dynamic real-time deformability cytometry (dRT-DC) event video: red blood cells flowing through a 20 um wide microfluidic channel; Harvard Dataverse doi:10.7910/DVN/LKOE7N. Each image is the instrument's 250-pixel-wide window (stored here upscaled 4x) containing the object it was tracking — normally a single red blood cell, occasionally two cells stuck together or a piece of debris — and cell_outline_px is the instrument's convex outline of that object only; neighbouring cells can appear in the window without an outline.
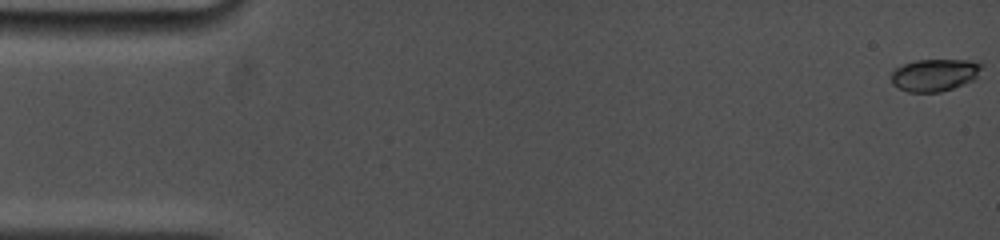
{"species": "common noctule bat (a hibernating species)", "species_latin": "Nyctalus noctula", "temperature_condition": "cold", "stored_images_in_passage": 64, "camera_frame_rate_fps": 5000, "um_per_image_px": 0.085, "animal": {"sex": "female", "body_mass_g": 19.0, "forearm_length_mm": 53.3}, "frame": {"image": 1, "passage_image": 1, "time_ms": 0.0, "image_size_px": [1000, 240], "cell_outline_px": [[984, 64], [976, 76], [972, 80], [964, 84], [940, 92], [908, 92], [892, 84], [892, 72], [896, 68], [904, 64], [916, 60], [980, 60]], "centroid_in_image_um": [79.48, 6.36], "position_along_channel_um": 5.5, "area_um2": 16.99}}
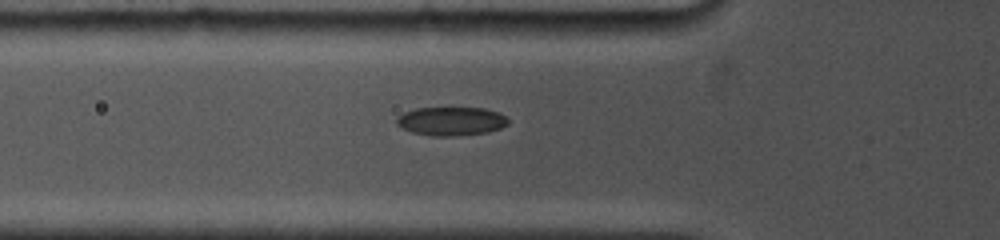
{"frame": {"image": 2, "passage_image": 37, "time_ms": 5.8, "image_size_px": [1000, 240], "cell_outline_px": [[508, 124], [500, 128], [488, 132], [456, 136], [428, 136], [412, 132], [396, 124], [396, 120], [404, 112], [416, 108], [484, 108], [500, 112], [508, 120]], "centroid_in_image_um": [38.36, 10.3], "position_along_channel_um": 87.4, "area_um2": 18.61}}
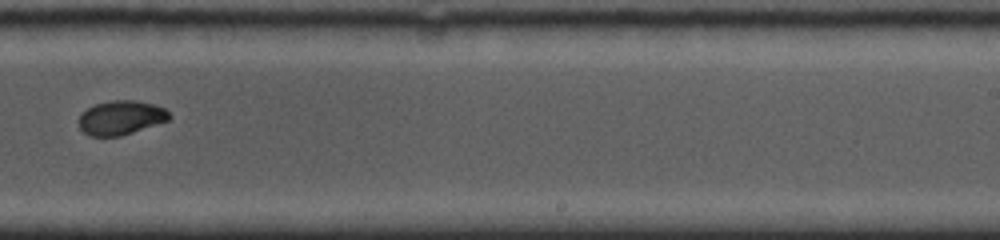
{"frame": {"image": 3, "passage_image": 64, "time_ms": 10.8, "image_size_px": [1000, 240], "cell_outline_px": [[172, 116], [168, 120], [120, 136], [88, 136], [80, 128], [80, 116], [88, 108], [96, 104], [112, 100], [136, 100], [152, 104], [164, 108]], "centroid_in_image_um": [10.28, 10.0], "position_along_channel_um": 278.7, "area_um2": 17.69}}